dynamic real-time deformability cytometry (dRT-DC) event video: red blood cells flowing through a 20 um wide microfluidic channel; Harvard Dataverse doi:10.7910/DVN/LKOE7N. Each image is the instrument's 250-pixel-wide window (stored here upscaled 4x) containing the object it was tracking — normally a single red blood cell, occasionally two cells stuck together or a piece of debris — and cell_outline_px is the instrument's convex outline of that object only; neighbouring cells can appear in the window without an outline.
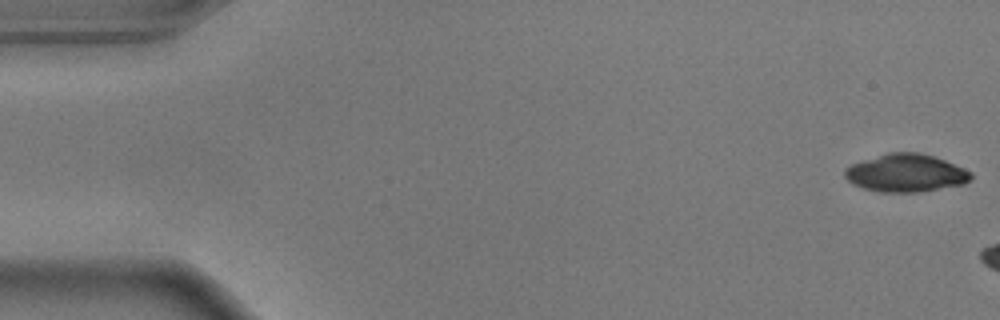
{"species": "common noctule bat (a hibernating species)", "species_latin": "Nyctalus noctula", "temperature_condition": "warm", "stored_images_in_passage": 6, "camera_frame_rate_fps": 3000, "um_per_image_px": 0.085, "animal": {"sex": "male", "body_mass_g": 17.9}, "frame": {"image": 1, "passage_image": 1, "time_ms": 0.0, "image_size_px": [1000, 320], "cell_outline_px": [[972, 176], [964, 184], [920, 192], [880, 192], [864, 188], [852, 184], [844, 176], [844, 168], [852, 164], [888, 152], [920, 152], [936, 156], [964, 168], [972, 172]], "centroid_in_image_um": [77.0, 14.7], "position_along_channel_um": 8.0, "area_um2": 27.92}}